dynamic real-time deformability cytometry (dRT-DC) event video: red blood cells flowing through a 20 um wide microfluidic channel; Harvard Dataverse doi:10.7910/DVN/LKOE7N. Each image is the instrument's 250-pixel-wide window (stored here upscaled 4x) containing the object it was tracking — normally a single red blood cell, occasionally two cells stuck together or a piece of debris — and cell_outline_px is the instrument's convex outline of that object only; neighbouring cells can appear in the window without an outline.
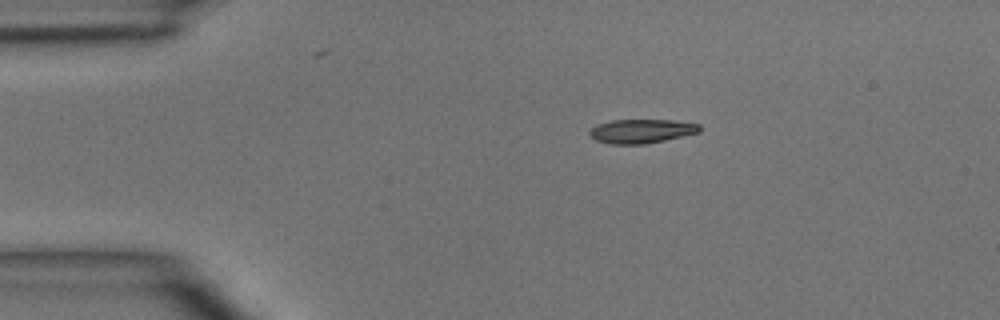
{"species": "common noctule bat (a hibernating species)", "species_latin": "Nyctalus noctula", "temperature_condition": "room temperature", "stored_images_in_passage": 3, "camera_frame_rate_fps": 3000, "um_per_image_px": 0.085, "animal": {"sex": "male", "body_mass_g": 15.6}, "frame": {"image": 1, "passage_image": 2, "time_ms": 1.0, "image_size_px": [1000, 320], "cell_outline_px": [[700, 132], [664, 140], [644, 144], [612, 144], [596, 140], [588, 132], [596, 124], [612, 120], [672, 120], [700, 124]], "centroid_in_image_um": [54.52, 11.14], "position_along_channel_um": 30.5, "area_um2": 15.26}}